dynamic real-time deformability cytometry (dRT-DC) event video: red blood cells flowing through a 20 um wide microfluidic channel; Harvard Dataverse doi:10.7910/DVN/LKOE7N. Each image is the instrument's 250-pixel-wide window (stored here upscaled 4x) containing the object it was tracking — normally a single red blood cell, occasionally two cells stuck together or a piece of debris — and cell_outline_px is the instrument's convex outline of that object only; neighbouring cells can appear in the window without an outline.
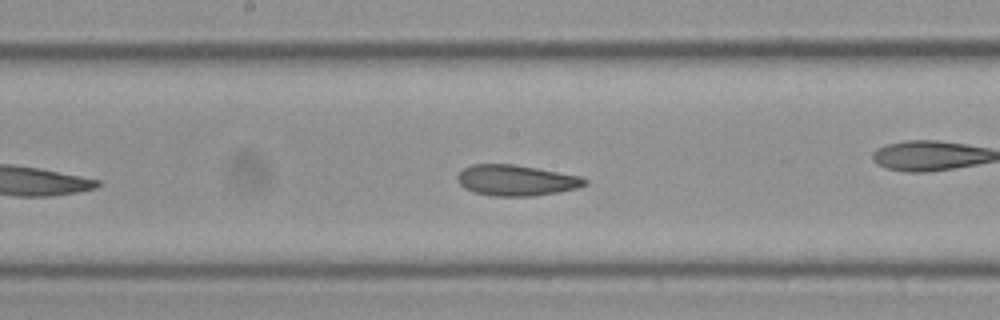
{"species": "Egyptian fruit bat (a non-hibernating species)", "species_latin": "Rousettus aegyptiacus", "temperature_condition": "cold", "stored_images_in_passage": 38, "camera_frame_rate_fps": 3000, "um_per_image_px": 0.085, "frame": {"image": 1, "passage_image": 17, "time_ms": 5.333, "image_size_px": [1000, 320], "cell_outline_px": [[588, 184], [580, 188], [560, 192], [532, 196], [492, 196], [476, 192], [464, 188], [456, 180], [456, 176], [464, 168], [472, 164], [516, 164], [580, 176], [588, 180]], "centroid_in_image_um": [43.9, 15.33], "position_along_channel_um": 204.3, "area_um2": 23.06}, "authors_computed_cell_mechanics": {"area_um2": 22.7443, "velocity_mm_per_s": 3.4854, "shape_relaxation_time_tau1_ms": 11.3061, "shape_relaxation_time_tau2_ms": 7.6495, "deformation_change_tau1": 0.1889, "deformation_change_tau2": 0.1218}}